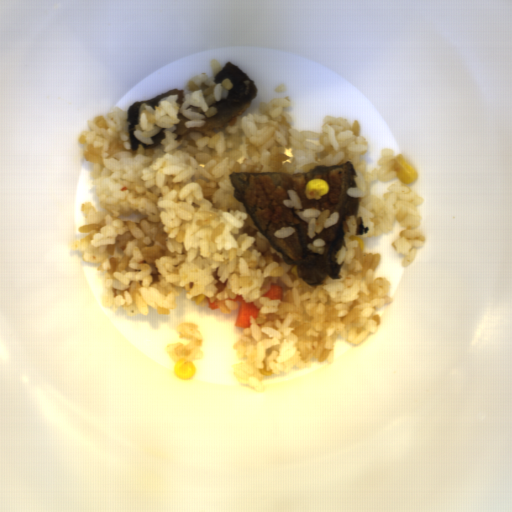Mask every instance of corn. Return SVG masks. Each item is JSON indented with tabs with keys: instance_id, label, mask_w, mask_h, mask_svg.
<instances>
[{
	"instance_id": "51d56268",
	"label": "corn",
	"mask_w": 512,
	"mask_h": 512,
	"mask_svg": "<svg viewBox=\"0 0 512 512\" xmlns=\"http://www.w3.org/2000/svg\"><path fill=\"white\" fill-rule=\"evenodd\" d=\"M393 161L395 162L392 166V170H396L397 178L403 184L412 183L418 178V172L415 168L410 166L402 154L394 156Z\"/></svg>"
},
{
	"instance_id": "f1292c28",
	"label": "corn",
	"mask_w": 512,
	"mask_h": 512,
	"mask_svg": "<svg viewBox=\"0 0 512 512\" xmlns=\"http://www.w3.org/2000/svg\"><path fill=\"white\" fill-rule=\"evenodd\" d=\"M304 191L307 199L320 200L324 195L329 193L330 187L325 180L314 178L307 181Z\"/></svg>"
},
{
	"instance_id": "5cfa1b94",
	"label": "corn",
	"mask_w": 512,
	"mask_h": 512,
	"mask_svg": "<svg viewBox=\"0 0 512 512\" xmlns=\"http://www.w3.org/2000/svg\"><path fill=\"white\" fill-rule=\"evenodd\" d=\"M173 370L174 375L182 381H189L198 371L193 360L184 357L173 362Z\"/></svg>"
},
{
	"instance_id": "cfcad685",
	"label": "corn",
	"mask_w": 512,
	"mask_h": 512,
	"mask_svg": "<svg viewBox=\"0 0 512 512\" xmlns=\"http://www.w3.org/2000/svg\"><path fill=\"white\" fill-rule=\"evenodd\" d=\"M348 238H351V239L357 240V241H358V243H359V245H360V248H361V250H362V252H363V250H364V242H363V240H362V238H361L360 236H355V235H354V236H351V237H348Z\"/></svg>"
}]
</instances>
